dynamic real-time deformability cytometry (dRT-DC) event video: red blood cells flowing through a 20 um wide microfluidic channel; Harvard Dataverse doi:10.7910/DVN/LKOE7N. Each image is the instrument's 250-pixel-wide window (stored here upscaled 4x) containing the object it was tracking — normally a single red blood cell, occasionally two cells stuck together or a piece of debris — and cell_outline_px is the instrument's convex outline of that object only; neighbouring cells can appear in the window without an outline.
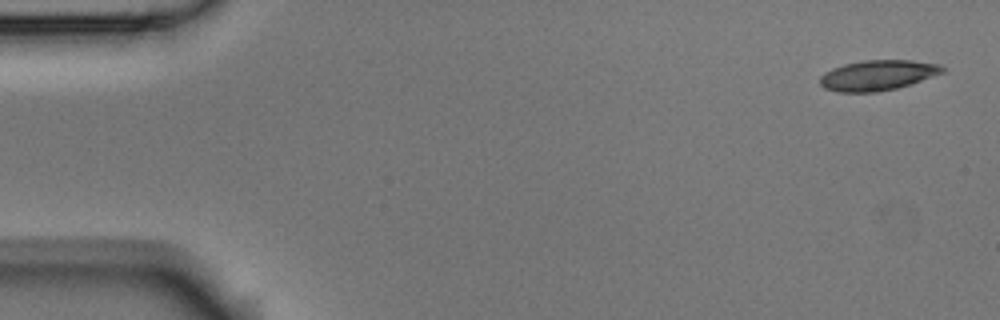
{"species": "Egyptian fruit bat (a non-hibernating species)", "species_latin": "Rousettus aegyptiacus", "temperature_condition": "room temperature", "stored_images_in_passage": 8, "camera_frame_rate_fps": 3000, "um_per_image_px": 0.085, "animal": {"sex": "male"}, "frame": {"image": 1, "passage_image": 1, "time_ms": 0.0, "image_size_px": [1000, 320], "cell_outline_px": [[944, 72], [896, 88], [876, 92], [836, 92], [824, 88], [820, 84], [820, 76], [824, 72], [832, 68], [844, 64], [864, 60], [912, 60], [940, 64], [944, 68]], "centroid_in_image_um": [74.56, 6.39], "position_along_channel_um": 10.4, "area_um2": 21.5}}
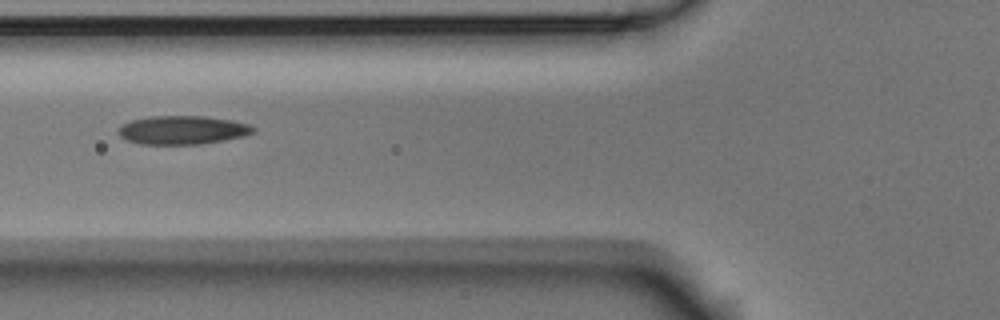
{"frame": {"image": 2, "passage_image": 6, "time_ms": 1.667, "image_size_px": [1000, 320], "cell_outline_px": [[256, 132], [244, 136], [200, 144], [140, 144], [128, 140], [120, 136], [120, 128], [124, 124], [132, 120], [148, 116], [204, 116], [232, 120], [248, 124], [256, 128]], "centroid_in_image_um": [15.56, 11.05], "position_along_channel_um": 110.2, "area_um2": 22.31}}
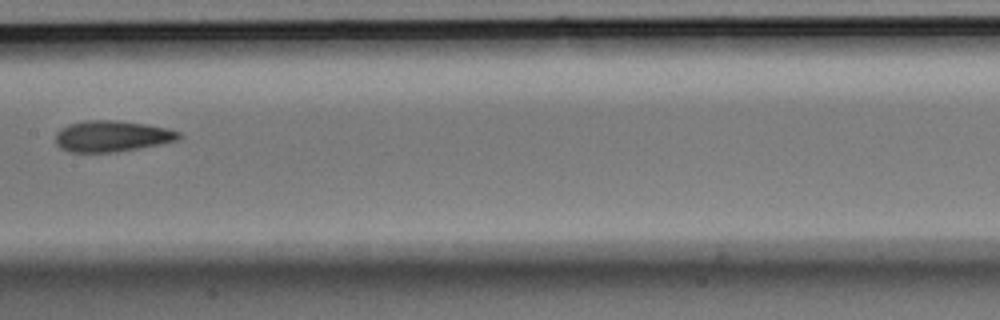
{"frame": {"image": 3, "passage_image": 8, "time_ms": 2.333, "image_size_px": [1000, 320], "cell_outline_px": [[184, 136], [176, 140], [160, 144], [140, 148], [116, 152], [68, 152], [60, 148], [56, 144], [56, 132], [60, 128], [68, 124], [88, 120], [116, 120], [144, 124], [168, 128], [180, 132]], "centroid_in_image_um": [9.5, 11.58], "position_along_channel_um": 197.9, "area_um2": 22.48}}